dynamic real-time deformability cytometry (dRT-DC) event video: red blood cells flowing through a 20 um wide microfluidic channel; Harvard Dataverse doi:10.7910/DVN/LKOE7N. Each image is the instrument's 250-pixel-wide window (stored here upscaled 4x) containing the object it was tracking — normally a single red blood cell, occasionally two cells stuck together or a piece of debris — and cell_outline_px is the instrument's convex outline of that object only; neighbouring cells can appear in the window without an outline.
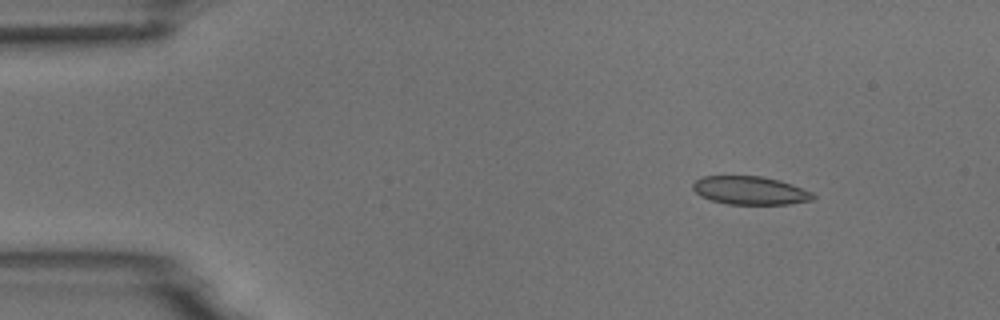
{"species": "common noctule bat (a hibernating species)", "species_latin": "Nyctalus noctula", "temperature_condition": "room temperature", "stored_images_in_passage": 14, "camera_frame_rate_fps": 3000, "um_per_image_px": 0.085, "animal": {"sex": "male", "body_mass_g": 18.8}, "frame": {"image": 1, "passage_image": 2, "time_ms": 1.0, "image_size_px": [1000, 320], "cell_outline_px": [[816, 196], [812, 200], [788, 204], [728, 204], [712, 200], [700, 196], [692, 188], [692, 184], [696, 180], [704, 176], [760, 176], [780, 180], [792, 184], [812, 192]], "centroid_in_image_um": [63.76, 16.19], "position_along_channel_um": 21.2, "area_um2": 19.77}}
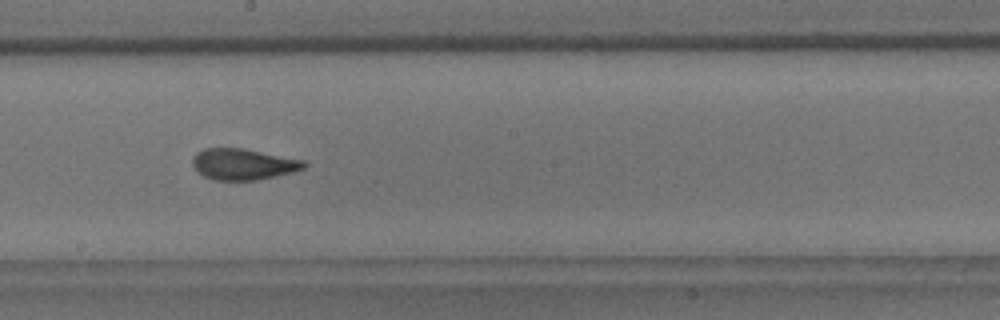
{"frame": {"image": 2, "passage_image": 8, "time_ms": 8.667, "image_size_px": [1000, 320], "cell_outline_px": [[308, 164], [304, 168], [292, 172], [256, 180], [212, 180], [204, 176], [192, 164], [192, 160], [196, 152], [204, 148], [244, 148], [304, 160]], "centroid_in_image_um": [20.67, 13.95], "position_along_channel_um": 227.5, "area_um2": 20.17}}
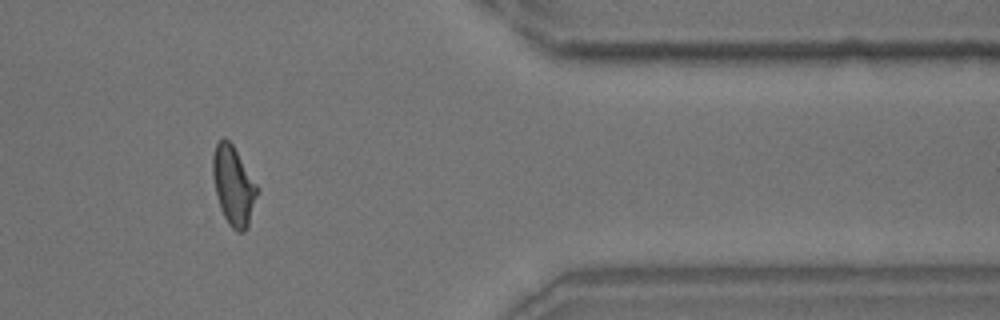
{"frame": {"image": 3, "passage_image": 12, "time_ms": 13.667, "image_size_px": [1000, 320], "cell_outline_px": [[260, 188], [248, 228], [244, 232], [236, 232], [228, 224], [220, 208], [216, 196], [212, 176], [212, 156], [216, 144], [224, 136], [232, 144]], "centroid_in_image_um": [19.85, 15.81], "position_along_channel_um": 391.5, "area_um2": 20.87}}